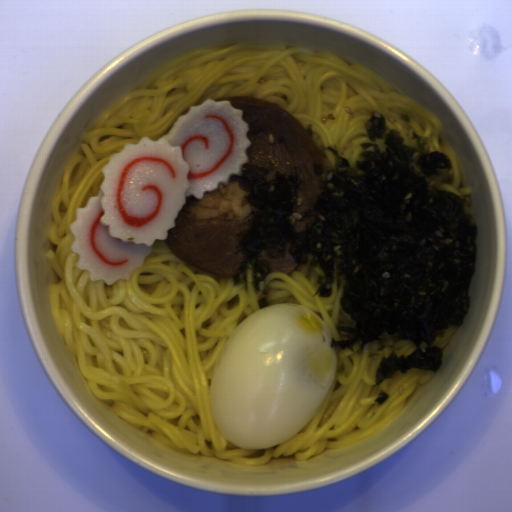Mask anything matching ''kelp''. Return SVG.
Listing matches in <instances>:
<instances>
[{
	"mask_svg": "<svg viewBox=\"0 0 512 512\" xmlns=\"http://www.w3.org/2000/svg\"><path fill=\"white\" fill-rule=\"evenodd\" d=\"M416 145L387 125L381 111L369 113L364 129L370 140L354 166L327 144L334 167L325 177L314 162L320 193L312 209L299 208L298 189L304 179L299 166L277 171L268 180L273 159L266 166L243 163L240 174L229 175L244 190L241 208L250 205L247 227L235 237L241 260L231 277L247 291V264L252 289L273 272L261 257H290L302 267L319 265L323 274L312 297L330 298L344 279L339 304L355 326L337 325L344 340L330 337L331 349L365 353L366 345L385 349L374 373V385L396 372L411 369L437 372L444 352L434 346L451 327L462 326L470 309L469 295L478 264L479 224L465 209L466 198L450 190L432 189L428 180L453 170L448 155L431 150L429 138L418 133L401 113Z\"/></svg>",
	"mask_w": 512,
	"mask_h": 512,
	"instance_id": "1",
	"label": "kelp"
}]
</instances>
